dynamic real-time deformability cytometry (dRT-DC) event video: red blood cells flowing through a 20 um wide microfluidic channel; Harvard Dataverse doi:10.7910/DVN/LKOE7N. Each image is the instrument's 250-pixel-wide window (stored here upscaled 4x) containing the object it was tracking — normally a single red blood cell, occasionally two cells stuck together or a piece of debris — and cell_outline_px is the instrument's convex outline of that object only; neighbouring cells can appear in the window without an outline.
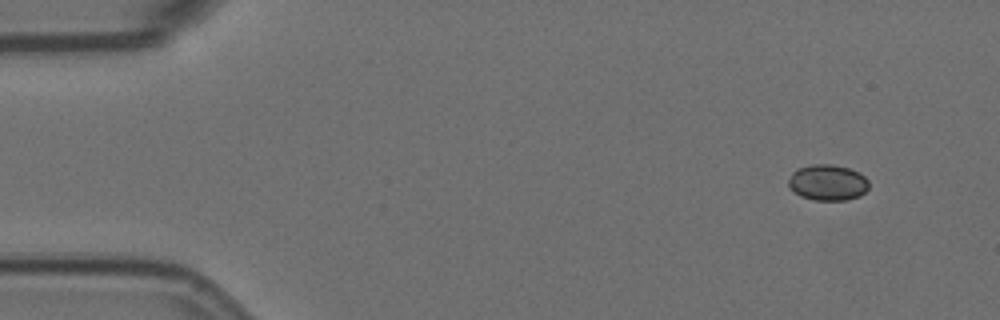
{"species": "Egyptian fruit bat (a non-hibernating species)", "species_latin": "Rousettus aegyptiacus", "temperature_condition": "room temperature", "stored_images_in_passage": 4, "camera_frame_rate_fps": 3000, "um_per_image_px": 0.085, "animal": {"sex": "female"}, "frame": {"image": 1, "passage_image": 1, "time_ms": 0.0, "image_size_px": [1000, 320], "cell_outline_px": [[868, 188], [860, 196], [848, 200], [816, 200], [800, 196], [788, 188], [788, 180], [792, 172], [796, 168], [816, 164], [832, 164], [848, 168], [860, 172], [868, 180]], "centroid_in_image_um": [70.34, 15.51], "position_along_channel_um": 14.7, "area_um2": 16.99}}
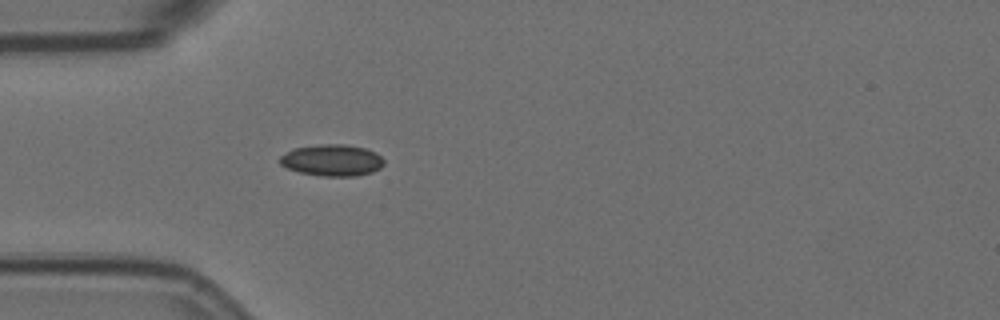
{"frame": {"image": 2, "passage_image": 4, "time_ms": 1.0, "image_size_px": [1000, 320], "cell_outline_px": [[384, 164], [380, 168], [372, 172], [356, 176], [324, 176], [300, 172], [288, 168], [280, 164], [280, 156], [292, 148], [320, 144], [344, 144], [364, 148], [376, 152], [384, 160]], "centroid_in_image_um": [28.23, 13.61], "position_along_channel_um": 56.8, "area_um2": 19.13}}